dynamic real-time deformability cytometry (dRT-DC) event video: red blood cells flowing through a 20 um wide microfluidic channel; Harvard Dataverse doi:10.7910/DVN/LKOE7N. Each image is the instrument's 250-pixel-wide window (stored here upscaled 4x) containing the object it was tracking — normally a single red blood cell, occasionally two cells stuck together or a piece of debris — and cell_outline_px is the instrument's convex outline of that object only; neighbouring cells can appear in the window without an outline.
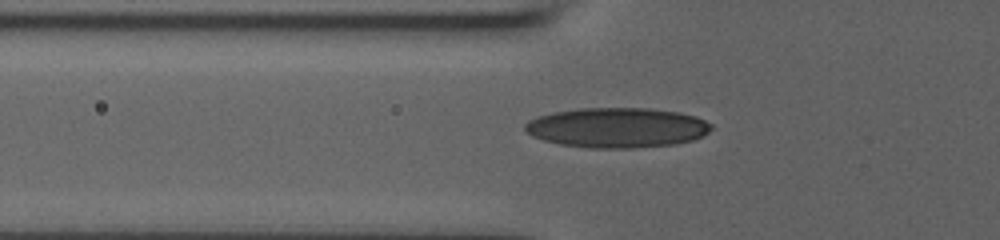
{"species": "human", "species_latin": "Homo sapiens", "temperature_condition": "room temperature", "stored_images_in_passage": 37, "segment_of_instrument_passage": [1, 2], "camera_frame_rate_fps": 3000, "um_per_image_px": 0.085, "donor": {"sex": "male"}, "frame": {"image": 1, "passage_image": 2, "time_ms": 0.333, "image_size_px": [1000, 240], "cell_outline_px": [[712, 128], [704, 136], [692, 140], [676, 144], [632, 148], [588, 148], [560, 144], [544, 140], [532, 136], [524, 128], [524, 124], [528, 120], [536, 116], [552, 112], [580, 108], [648, 108], [680, 112], [696, 116], [712, 124]], "centroid_in_image_um": [52.45, 10.84], "position_along_channel_um": 73.3, "area_um2": 43.7}}
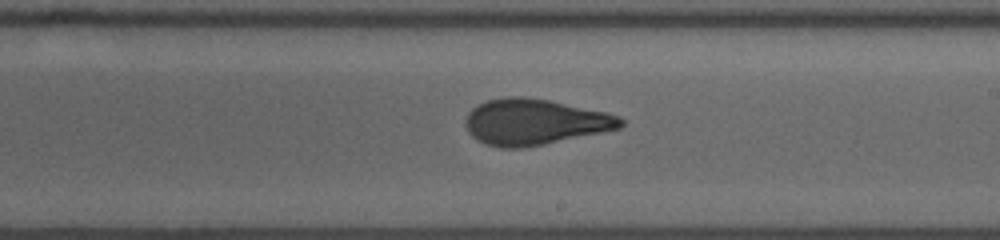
{"frame": {"image": 2, "passage_image": 15, "time_ms": 4.667, "image_size_px": [1000, 240], "cell_outline_px": [[624, 124], [620, 128], [544, 144], [520, 148], [500, 148], [484, 144], [476, 140], [468, 132], [464, 124], [468, 112], [472, 108], [488, 100], [504, 96], [524, 96], [548, 100], [608, 112], [620, 116], [624, 120]], "centroid_in_image_um": [45.42, 10.36], "position_along_channel_um": 243.6, "area_um2": 41.62}}
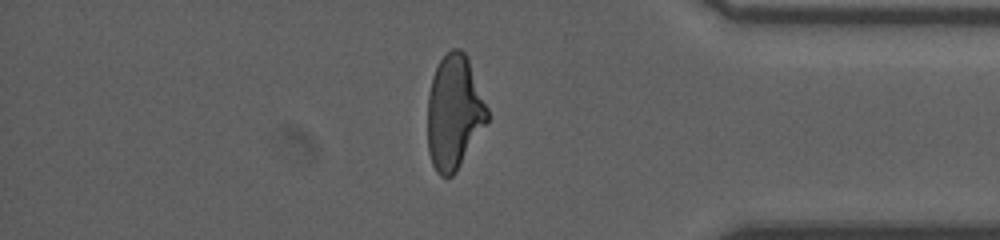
{"frame": {"image": 3, "passage_image": 28, "time_ms": 9.0, "image_size_px": [1000, 240], "cell_outline_px": [[488, 120], [456, 172], [452, 176], [440, 176], [436, 172], [432, 164], [428, 152], [428, 96], [432, 76], [440, 60], [452, 48], [460, 48], [464, 52], [468, 60], [488, 108]], "centroid_in_image_um": [38.58, 9.57], "position_along_channel_um": 396.6, "area_um2": 39.42}}